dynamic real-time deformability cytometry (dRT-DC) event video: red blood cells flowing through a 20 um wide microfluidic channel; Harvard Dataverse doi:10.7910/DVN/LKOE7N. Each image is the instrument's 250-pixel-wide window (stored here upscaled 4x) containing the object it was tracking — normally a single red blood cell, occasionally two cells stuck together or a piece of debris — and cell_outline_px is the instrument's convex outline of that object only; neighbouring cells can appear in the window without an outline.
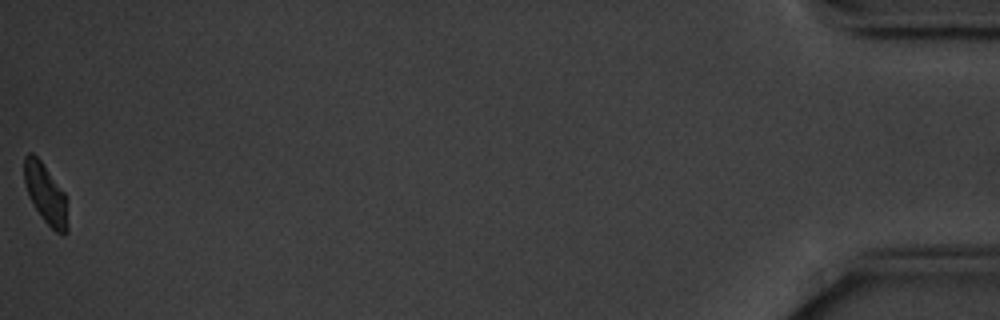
{"species": "common noctule bat (a hibernating species)", "species_latin": "Nyctalus noctula", "temperature_condition": "cold", "stored_images_in_passage": 46, "camera_frame_rate_fps": 3000, "um_per_image_px": 0.085, "animal": {"sex": "male", "body_mass_g": 20.1, "forearm_length_mm": 53.5}, "frame": {"image": 1, "passage_image": 46, "time_ms": 15.0, "image_size_px": [1000, 320], "cell_outline_px": [[68, 232], [64, 236], [56, 232], [44, 220], [28, 196], [24, 180], [24, 156], [28, 152], [32, 152], [40, 160], [64, 192], [68, 200]], "centroid_in_image_um": [3.91, 16.51], "position_along_channel_um": 431.3, "area_um2": 15.32}, "authors_computed_cell_mechanics": {"area_um2": 17.1088, "velocity_mm_per_s": 3.5077, "shape_relaxation_time_tau1_ms": 3.183, "shape_relaxation_time_tau2_ms": null, "deformation_change_tau1": 0.1032, "deformation_change_tau2": null}}